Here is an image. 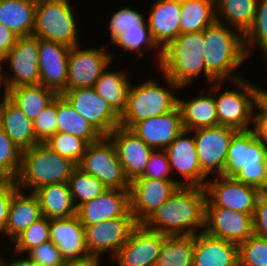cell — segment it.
<instances>
[{"instance_id":"cell-1","label":"cell","mask_w":267,"mask_h":266,"mask_svg":"<svg viewBox=\"0 0 267 266\" xmlns=\"http://www.w3.org/2000/svg\"><path fill=\"white\" fill-rule=\"evenodd\" d=\"M206 201L205 188L179 186L141 224L166 236L199 234L205 229Z\"/></svg>"},{"instance_id":"cell-2","label":"cell","mask_w":267,"mask_h":266,"mask_svg":"<svg viewBox=\"0 0 267 266\" xmlns=\"http://www.w3.org/2000/svg\"><path fill=\"white\" fill-rule=\"evenodd\" d=\"M203 35L208 85L242 78L245 74L241 75L239 68L249 58L244 47V35L217 20L203 30Z\"/></svg>"},{"instance_id":"cell-3","label":"cell","mask_w":267,"mask_h":266,"mask_svg":"<svg viewBox=\"0 0 267 266\" xmlns=\"http://www.w3.org/2000/svg\"><path fill=\"white\" fill-rule=\"evenodd\" d=\"M156 68L180 87L187 88L199 76L208 85L203 31L182 33L170 41L161 49L160 63Z\"/></svg>"},{"instance_id":"cell-4","label":"cell","mask_w":267,"mask_h":266,"mask_svg":"<svg viewBox=\"0 0 267 266\" xmlns=\"http://www.w3.org/2000/svg\"><path fill=\"white\" fill-rule=\"evenodd\" d=\"M165 83L154 79V76L131 83L127 107L120 117V125L131 129L136 123L161 114H166L178 106V93L180 86L167 75L159 72ZM177 93V94H176Z\"/></svg>"},{"instance_id":"cell-5","label":"cell","mask_w":267,"mask_h":266,"mask_svg":"<svg viewBox=\"0 0 267 266\" xmlns=\"http://www.w3.org/2000/svg\"><path fill=\"white\" fill-rule=\"evenodd\" d=\"M223 176L267 192V146L251 129L233 136Z\"/></svg>"},{"instance_id":"cell-6","label":"cell","mask_w":267,"mask_h":266,"mask_svg":"<svg viewBox=\"0 0 267 266\" xmlns=\"http://www.w3.org/2000/svg\"><path fill=\"white\" fill-rule=\"evenodd\" d=\"M228 82V84H232L233 88L222 89L225 81H215L208 85L214 94L218 125L231 127L238 131L250 130L253 124L255 104L266 89L253 84L254 82L245 76ZM222 90L224 91L222 92Z\"/></svg>"},{"instance_id":"cell-7","label":"cell","mask_w":267,"mask_h":266,"mask_svg":"<svg viewBox=\"0 0 267 266\" xmlns=\"http://www.w3.org/2000/svg\"><path fill=\"white\" fill-rule=\"evenodd\" d=\"M77 166L45 143H38L22 153V165L16 178L17 187L33 193L46 185L67 183Z\"/></svg>"},{"instance_id":"cell-8","label":"cell","mask_w":267,"mask_h":266,"mask_svg":"<svg viewBox=\"0 0 267 266\" xmlns=\"http://www.w3.org/2000/svg\"><path fill=\"white\" fill-rule=\"evenodd\" d=\"M75 11L69 0H37L33 36L68 47L81 45Z\"/></svg>"},{"instance_id":"cell-9","label":"cell","mask_w":267,"mask_h":266,"mask_svg":"<svg viewBox=\"0 0 267 266\" xmlns=\"http://www.w3.org/2000/svg\"><path fill=\"white\" fill-rule=\"evenodd\" d=\"M38 58L39 38L33 35L18 37L14 47L4 56L1 92L6 94L15 87L40 84Z\"/></svg>"},{"instance_id":"cell-10","label":"cell","mask_w":267,"mask_h":266,"mask_svg":"<svg viewBox=\"0 0 267 266\" xmlns=\"http://www.w3.org/2000/svg\"><path fill=\"white\" fill-rule=\"evenodd\" d=\"M78 167L97 178L107 189L130 190V181L108 136L88 144Z\"/></svg>"},{"instance_id":"cell-11","label":"cell","mask_w":267,"mask_h":266,"mask_svg":"<svg viewBox=\"0 0 267 266\" xmlns=\"http://www.w3.org/2000/svg\"><path fill=\"white\" fill-rule=\"evenodd\" d=\"M108 47H110L108 43L100 44L98 47L83 45L71 47L65 92L95 85L103 71L115 61L116 54Z\"/></svg>"},{"instance_id":"cell-12","label":"cell","mask_w":267,"mask_h":266,"mask_svg":"<svg viewBox=\"0 0 267 266\" xmlns=\"http://www.w3.org/2000/svg\"><path fill=\"white\" fill-rule=\"evenodd\" d=\"M206 207H224L232 211L255 213L256 202L262 193L255 187L237 181L234 177L214 176L207 180Z\"/></svg>"},{"instance_id":"cell-13","label":"cell","mask_w":267,"mask_h":266,"mask_svg":"<svg viewBox=\"0 0 267 266\" xmlns=\"http://www.w3.org/2000/svg\"><path fill=\"white\" fill-rule=\"evenodd\" d=\"M192 132L201 171L208 178L223 175L227 152L238 130L227 126H216L199 128Z\"/></svg>"},{"instance_id":"cell-14","label":"cell","mask_w":267,"mask_h":266,"mask_svg":"<svg viewBox=\"0 0 267 266\" xmlns=\"http://www.w3.org/2000/svg\"><path fill=\"white\" fill-rule=\"evenodd\" d=\"M164 151L179 186L205 187L209 178L201 171L192 131L184 129Z\"/></svg>"},{"instance_id":"cell-15","label":"cell","mask_w":267,"mask_h":266,"mask_svg":"<svg viewBox=\"0 0 267 266\" xmlns=\"http://www.w3.org/2000/svg\"><path fill=\"white\" fill-rule=\"evenodd\" d=\"M61 95L102 136H108L120 126V117L93 87L76 88L63 92Z\"/></svg>"},{"instance_id":"cell-16","label":"cell","mask_w":267,"mask_h":266,"mask_svg":"<svg viewBox=\"0 0 267 266\" xmlns=\"http://www.w3.org/2000/svg\"><path fill=\"white\" fill-rule=\"evenodd\" d=\"M136 225L134 217H120L84 226L88 253L102 257L108 254L112 260Z\"/></svg>"},{"instance_id":"cell-17","label":"cell","mask_w":267,"mask_h":266,"mask_svg":"<svg viewBox=\"0 0 267 266\" xmlns=\"http://www.w3.org/2000/svg\"><path fill=\"white\" fill-rule=\"evenodd\" d=\"M166 237L161 232L149 230L142 224H137L128 236L127 242L120 248L110 264L155 266L162 241Z\"/></svg>"},{"instance_id":"cell-18","label":"cell","mask_w":267,"mask_h":266,"mask_svg":"<svg viewBox=\"0 0 267 266\" xmlns=\"http://www.w3.org/2000/svg\"><path fill=\"white\" fill-rule=\"evenodd\" d=\"M174 180L135 178L130 182V212L141 224L177 190Z\"/></svg>"},{"instance_id":"cell-19","label":"cell","mask_w":267,"mask_h":266,"mask_svg":"<svg viewBox=\"0 0 267 266\" xmlns=\"http://www.w3.org/2000/svg\"><path fill=\"white\" fill-rule=\"evenodd\" d=\"M204 231L239 246L254 234L253 217L224 207H206Z\"/></svg>"},{"instance_id":"cell-20","label":"cell","mask_w":267,"mask_h":266,"mask_svg":"<svg viewBox=\"0 0 267 266\" xmlns=\"http://www.w3.org/2000/svg\"><path fill=\"white\" fill-rule=\"evenodd\" d=\"M70 49L71 47L58 42L39 39L40 84L57 95L65 92Z\"/></svg>"},{"instance_id":"cell-21","label":"cell","mask_w":267,"mask_h":266,"mask_svg":"<svg viewBox=\"0 0 267 266\" xmlns=\"http://www.w3.org/2000/svg\"><path fill=\"white\" fill-rule=\"evenodd\" d=\"M77 216L83 226L102 223L120 217H133L130 212L129 190L107 189L98 197L77 208Z\"/></svg>"},{"instance_id":"cell-22","label":"cell","mask_w":267,"mask_h":266,"mask_svg":"<svg viewBox=\"0 0 267 266\" xmlns=\"http://www.w3.org/2000/svg\"><path fill=\"white\" fill-rule=\"evenodd\" d=\"M108 137L115 146L117 156L129 181L140 177L154 149L145 144L130 129L121 125L112 131Z\"/></svg>"},{"instance_id":"cell-23","label":"cell","mask_w":267,"mask_h":266,"mask_svg":"<svg viewBox=\"0 0 267 266\" xmlns=\"http://www.w3.org/2000/svg\"><path fill=\"white\" fill-rule=\"evenodd\" d=\"M130 130L153 149L164 150L184 130L181 111L177 106L166 114L136 123Z\"/></svg>"},{"instance_id":"cell-24","label":"cell","mask_w":267,"mask_h":266,"mask_svg":"<svg viewBox=\"0 0 267 266\" xmlns=\"http://www.w3.org/2000/svg\"><path fill=\"white\" fill-rule=\"evenodd\" d=\"M180 0H155L146 21L152 39L160 49L180 35Z\"/></svg>"},{"instance_id":"cell-25","label":"cell","mask_w":267,"mask_h":266,"mask_svg":"<svg viewBox=\"0 0 267 266\" xmlns=\"http://www.w3.org/2000/svg\"><path fill=\"white\" fill-rule=\"evenodd\" d=\"M42 216L37 197L31 192L18 190L11 199L5 230L0 234L1 239L3 238L0 243L3 244L6 252L9 250L6 245H10L18 235Z\"/></svg>"},{"instance_id":"cell-26","label":"cell","mask_w":267,"mask_h":266,"mask_svg":"<svg viewBox=\"0 0 267 266\" xmlns=\"http://www.w3.org/2000/svg\"><path fill=\"white\" fill-rule=\"evenodd\" d=\"M50 241L57 246L65 261L89 254L85 228L77 215L50 219Z\"/></svg>"},{"instance_id":"cell-27","label":"cell","mask_w":267,"mask_h":266,"mask_svg":"<svg viewBox=\"0 0 267 266\" xmlns=\"http://www.w3.org/2000/svg\"><path fill=\"white\" fill-rule=\"evenodd\" d=\"M193 266H239L237 244L208 235H195Z\"/></svg>"},{"instance_id":"cell-28","label":"cell","mask_w":267,"mask_h":266,"mask_svg":"<svg viewBox=\"0 0 267 266\" xmlns=\"http://www.w3.org/2000/svg\"><path fill=\"white\" fill-rule=\"evenodd\" d=\"M185 89L183 86L178 92V107L181 111L184 129L193 131L199 128L219 126L213 92L207 87L204 93L201 90V93L198 92L194 97L186 99L179 96L181 95L180 91Z\"/></svg>"},{"instance_id":"cell-29","label":"cell","mask_w":267,"mask_h":266,"mask_svg":"<svg viewBox=\"0 0 267 266\" xmlns=\"http://www.w3.org/2000/svg\"><path fill=\"white\" fill-rule=\"evenodd\" d=\"M0 128L21 150L38 144L30 120L5 94H0Z\"/></svg>"},{"instance_id":"cell-30","label":"cell","mask_w":267,"mask_h":266,"mask_svg":"<svg viewBox=\"0 0 267 266\" xmlns=\"http://www.w3.org/2000/svg\"><path fill=\"white\" fill-rule=\"evenodd\" d=\"M111 64L103 71L95 85L96 93L108 102L112 110L121 117L127 107L128 92L132 75L128 69H111ZM111 69V70H110Z\"/></svg>"},{"instance_id":"cell-31","label":"cell","mask_w":267,"mask_h":266,"mask_svg":"<svg viewBox=\"0 0 267 266\" xmlns=\"http://www.w3.org/2000/svg\"><path fill=\"white\" fill-rule=\"evenodd\" d=\"M33 194L38 199L42 215L48 219L77 215L68 183L46 185L35 190Z\"/></svg>"},{"instance_id":"cell-32","label":"cell","mask_w":267,"mask_h":266,"mask_svg":"<svg viewBox=\"0 0 267 266\" xmlns=\"http://www.w3.org/2000/svg\"><path fill=\"white\" fill-rule=\"evenodd\" d=\"M36 2L37 0H0V23L18 37L33 35Z\"/></svg>"},{"instance_id":"cell-33","label":"cell","mask_w":267,"mask_h":266,"mask_svg":"<svg viewBox=\"0 0 267 266\" xmlns=\"http://www.w3.org/2000/svg\"><path fill=\"white\" fill-rule=\"evenodd\" d=\"M258 0H215L216 20L243 35L251 27Z\"/></svg>"},{"instance_id":"cell-34","label":"cell","mask_w":267,"mask_h":266,"mask_svg":"<svg viewBox=\"0 0 267 266\" xmlns=\"http://www.w3.org/2000/svg\"><path fill=\"white\" fill-rule=\"evenodd\" d=\"M111 47L114 45L119 52L121 50L120 56L127 54L129 56L135 55L137 60H140L141 57L145 55H149L150 53L153 55L155 68L158 67L161 59V49L157 46V44L152 39L150 29L149 28H132L128 29L117 36L111 43H108ZM157 50V51H155ZM152 51V52H151ZM131 52V53H130ZM135 53V54H134ZM149 53V54H148ZM156 53V54H155ZM157 62V63H156Z\"/></svg>"},{"instance_id":"cell-35","label":"cell","mask_w":267,"mask_h":266,"mask_svg":"<svg viewBox=\"0 0 267 266\" xmlns=\"http://www.w3.org/2000/svg\"><path fill=\"white\" fill-rule=\"evenodd\" d=\"M57 132L72 134L88 144L99 140L102 135L62 96H56Z\"/></svg>"},{"instance_id":"cell-36","label":"cell","mask_w":267,"mask_h":266,"mask_svg":"<svg viewBox=\"0 0 267 266\" xmlns=\"http://www.w3.org/2000/svg\"><path fill=\"white\" fill-rule=\"evenodd\" d=\"M5 95L32 121L57 96L41 84L15 87Z\"/></svg>"},{"instance_id":"cell-37","label":"cell","mask_w":267,"mask_h":266,"mask_svg":"<svg viewBox=\"0 0 267 266\" xmlns=\"http://www.w3.org/2000/svg\"><path fill=\"white\" fill-rule=\"evenodd\" d=\"M180 34L201 32L215 20V0H180Z\"/></svg>"},{"instance_id":"cell-38","label":"cell","mask_w":267,"mask_h":266,"mask_svg":"<svg viewBox=\"0 0 267 266\" xmlns=\"http://www.w3.org/2000/svg\"><path fill=\"white\" fill-rule=\"evenodd\" d=\"M195 235L167 236L155 266H193Z\"/></svg>"},{"instance_id":"cell-39","label":"cell","mask_w":267,"mask_h":266,"mask_svg":"<svg viewBox=\"0 0 267 266\" xmlns=\"http://www.w3.org/2000/svg\"><path fill=\"white\" fill-rule=\"evenodd\" d=\"M67 183L76 208L107 190L102 182L78 166L74 169Z\"/></svg>"},{"instance_id":"cell-40","label":"cell","mask_w":267,"mask_h":266,"mask_svg":"<svg viewBox=\"0 0 267 266\" xmlns=\"http://www.w3.org/2000/svg\"><path fill=\"white\" fill-rule=\"evenodd\" d=\"M244 47L250 58L254 49L264 57L267 55V0H258L251 27L244 34Z\"/></svg>"},{"instance_id":"cell-41","label":"cell","mask_w":267,"mask_h":266,"mask_svg":"<svg viewBox=\"0 0 267 266\" xmlns=\"http://www.w3.org/2000/svg\"><path fill=\"white\" fill-rule=\"evenodd\" d=\"M50 240V219L42 216L18 235L8 247L16 253L26 254L40 244ZM14 245V246H13Z\"/></svg>"},{"instance_id":"cell-42","label":"cell","mask_w":267,"mask_h":266,"mask_svg":"<svg viewBox=\"0 0 267 266\" xmlns=\"http://www.w3.org/2000/svg\"><path fill=\"white\" fill-rule=\"evenodd\" d=\"M109 17V32H110V43L121 33L128 31L132 28H149L145 14L139 10H135L132 6L120 7L116 9Z\"/></svg>"},{"instance_id":"cell-43","label":"cell","mask_w":267,"mask_h":266,"mask_svg":"<svg viewBox=\"0 0 267 266\" xmlns=\"http://www.w3.org/2000/svg\"><path fill=\"white\" fill-rule=\"evenodd\" d=\"M45 144L54 152L71 159L77 165L81 162L88 146L84 139L64 132L55 133Z\"/></svg>"},{"instance_id":"cell-44","label":"cell","mask_w":267,"mask_h":266,"mask_svg":"<svg viewBox=\"0 0 267 266\" xmlns=\"http://www.w3.org/2000/svg\"><path fill=\"white\" fill-rule=\"evenodd\" d=\"M21 150L0 128V176L16 179L22 165Z\"/></svg>"},{"instance_id":"cell-45","label":"cell","mask_w":267,"mask_h":266,"mask_svg":"<svg viewBox=\"0 0 267 266\" xmlns=\"http://www.w3.org/2000/svg\"><path fill=\"white\" fill-rule=\"evenodd\" d=\"M239 266H267V239L253 234L239 246Z\"/></svg>"},{"instance_id":"cell-46","label":"cell","mask_w":267,"mask_h":266,"mask_svg":"<svg viewBox=\"0 0 267 266\" xmlns=\"http://www.w3.org/2000/svg\"><path fill=\"white\" fill-rule=\"evenodd\" d=\"M33 129L38 143L47 142L57 133L56 97L33 120Z\"/></svg>"},{"instance_id":"cell-47","label":"cell","mask_w":267,"mask_h":266,"mask_svg":"<svg viewBox=\"0 0 267 266\" xmlns=\"http://www.w3.org/2000/svg\"><path fill=\"white\" fill-rule=\"evenodd\" d=\"M27 255L36 266H64L65 259L52 241H47L29 250Z\"/></svg>"},{"instance_id":"cell-48","label":"cell","mask_w":267,"mask_h":266,"mask_svg":"<svg viewBox=\"0 0 267 266\" xmlns=\"http://www.w3.org/2000/svg\"><path fill=\"white\" fill-rule=\"evenodd\" d=\"M138 178L173 180L168 157L164 150L154 149L152 151L143 174Z\"/></svg>"},{"instance_id":"cell-49","label":"cell","mask_w":267,"mask_h":266,"mask_svg":"<svg viewBox=\"0 0 267 266\" xmlns=\"http://www.w3.org/2000/svg\"><path fill=\"white\" fill-rule=\"evenodd\" d=\"M18 190L16 179L0 176V234L5 230L11 199Z\"/></svg>"},{"instance_id":"cell-50","label":"cell","mask_w":267,"mask_h":266,"mask_svg":"<svg viewBox=\"0 0 267 266\" xmlns=\"http://www.w3.org/2000/svg\"><path fill=\"white\" fill-rule=\"evenodd\" d=\"M251 130L267 146V90L255 104Z\"/></svg>"},{"instance_id":"cell-51","label":"cell","mask_w":267,"mask_h":266,"mask_svg":"<svg viewBox=\"0 0 267 266\" xmlns=\"http://www.w3.org/2000/svg\"><path fill=\"white\" fill-rule=\"evenodd\" d=\"M253 224L254 234L267 239V192H262L257 199Z\"/></svg>"},{"instance_id":"cell-52","label":"cell","mask_w":267,"mask_h":266,"mask_svg":"<svg viewBox=\"0 0 267 266\" xmlns=\"http://www.w3.org/2000/svg\"><path fill=\"white\" fill-rule=\"evenodd\" d=\"M1 249L2 252L0 253V264L2 266H36L33 261L25 254H19L10 249V252H7L8 254H10L9 256H7L8 254H6V252L3 253L5 249H3V247Z\"/></svg>"},{"instance_id":"cell-53","label":"cell","mask_w":267,"mask_h":266,"mask_svg":"<svg viewBox=\"0 0 267 266\" xmlns=\"http://www.w3.org/2000/svg\"><path fill=\"white\" fill-rule=\"evenodd\" d=\"M18 36L0 23V54L5 56L16 44Z\"/></svg>"},{"instance_id":"cell-54","label":"cell","mask_w":267,"mask_h":266,"mask_svg":"<svg viewBox=\"0 0 267 266\" xmlns=\"http://www.w3.org/2000/svg\"><path fill=\"white\" fill-rule=\"evenodd\" d=\"M102 259L107 262L102 256L88 254L81 258L67 260L64 266H105V262Z\"/></svg>"},{"instance_id":"cell-55","label":"cell","mask_w":267,"mask_h":266,"mask_svg":"<svg viewBox=\"0 0 267 266\" xmlns=\"http://www.w3.org/2000/svg\"><path fill=\"white\" fill-rule=\"evenodd\" d=\"M3 60H4V56L0 54V78H1V74L3 71Z\"/></svg>"}]
</instances>
